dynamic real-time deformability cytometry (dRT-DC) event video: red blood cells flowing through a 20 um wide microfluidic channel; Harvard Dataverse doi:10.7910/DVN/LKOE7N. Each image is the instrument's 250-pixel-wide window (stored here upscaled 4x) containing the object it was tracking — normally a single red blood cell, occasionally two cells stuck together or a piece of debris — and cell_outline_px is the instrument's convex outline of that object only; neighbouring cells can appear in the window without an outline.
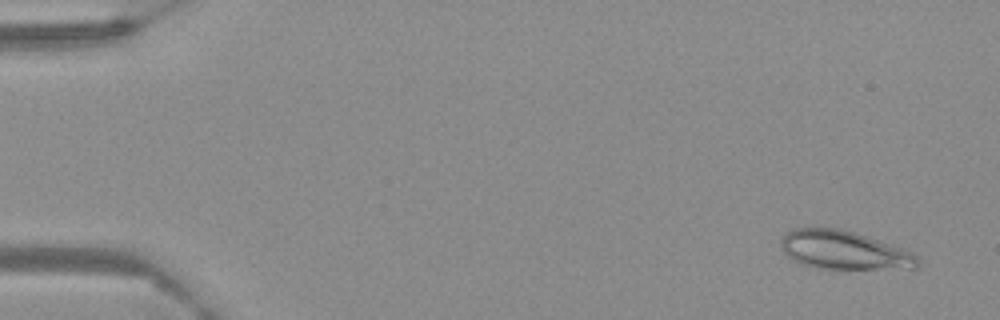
{"species": "Egyptian fruit bat (a non-hibernating species)", "species_latin": "Rousettus aegyptiacus", "temperature_condition": "warm", "stored_images_in_passage": 62, "camera_frame_rate_fps": 3000, "um_per_image_px": 0.085, "frame": {"image": 1, "passage_image": 4, "time_ms": 1.0, "image_size_px": [1000, 320], "cell_outline_px": [[920, 268], [816, 268], [800, 264], [792, 260], [784, 252], [780, 244], [780, 240], [788, 232], [796, 228], [836, 228], [852, 232], [912, 252], [920, 260]], "centroid_in_image_um": [71.7, 21.28], "position_along_channel_um": 13.3, "area_um2": 30.11}}
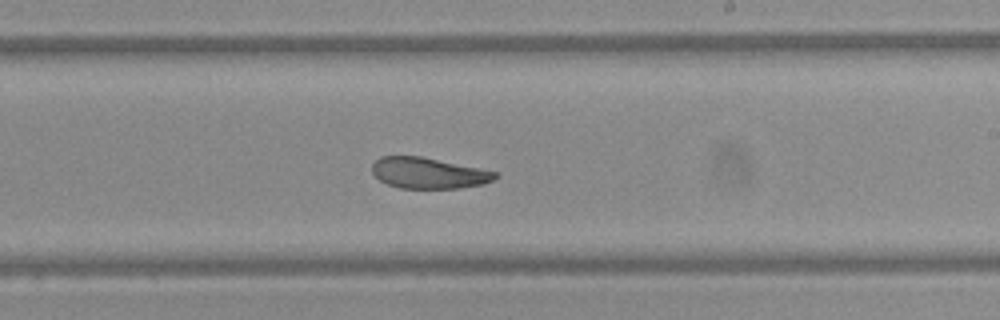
{"frame": {"image": 2, "passage_image": 38, "time_ms": 12.333, "image_size_px": [1000, 320], "cell_outline_px": [[500, 176], [484, 184], [460, 188], [400, 188], [388, 184], [380, 180], [372, 172], [372, 164], [380, 156], [420, 156], [480, 168], [496, 172]], "centroid_in_image_um": [36.43, 14.71], "position_along_channel_um": 252.6, "area_um2": 22.14}}
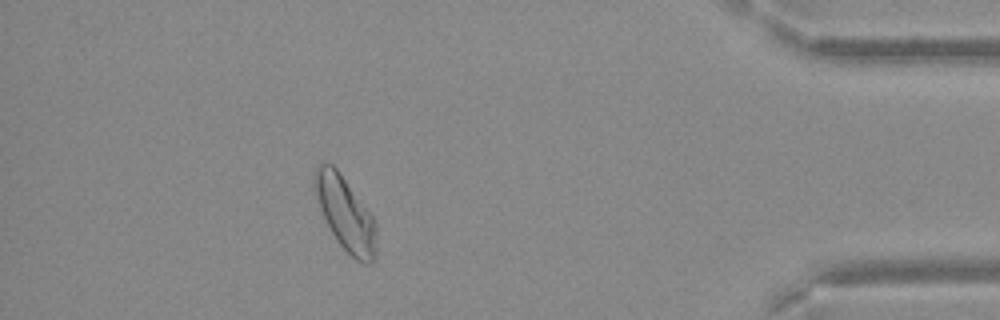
{"frame": {"image": 3, "passage_image": 56, "time_ms": 18.333, "image_size_px": [1000, 320], "cell_outline_px": [[376, 260], [372, 264], [364, 264], [356, 260], [336, 240], [320, 208], [312, 188], [312, 184], [316, 164], [332, 164], [336, 168], [372, 216], [376, 224]], "centroid_in_image_um": [29.35, 18.18], "position_along_channel_um": 405.8, "area_um2": 26.36}}